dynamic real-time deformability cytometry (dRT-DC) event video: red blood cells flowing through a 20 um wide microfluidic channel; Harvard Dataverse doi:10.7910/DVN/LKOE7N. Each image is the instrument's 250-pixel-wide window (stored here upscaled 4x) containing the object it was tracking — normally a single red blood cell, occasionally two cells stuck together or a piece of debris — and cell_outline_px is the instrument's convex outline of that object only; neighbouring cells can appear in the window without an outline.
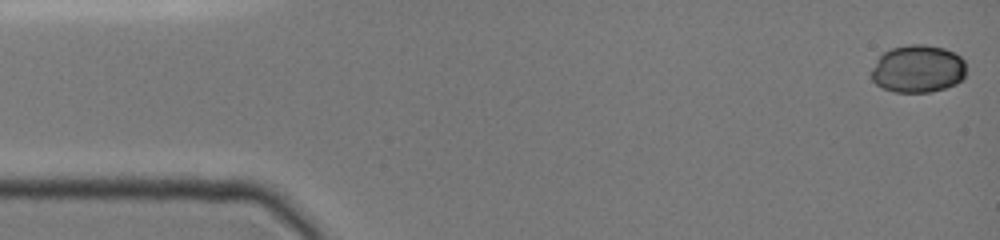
{"species": "common noctule bat (a hibernating species)", "species_latin": "Nyctalus noctula", "temperature_condition": "cold", "stored_images_in_passage": 21, "camera_frame_rate_fps": 3000, "um_per_image_px": 0.085, "animal": {"sex": "female", "body_mass_g": 19.0, "forearm_length_mm": 51.5}, "frame": {"image": 1, "passage_image": 1, "time_ms": 0.0, "image_size_px": [1000, 240], "cell_outline_px": [[964, 80], [956, 84], [932, 92], [896, 92], [884, 88], [876, 84], [872, 80], [872, 68], [876, 60], [884, 52], [892, 48], [908, 44], [924, 44], [944, 48], [960, 56], [964, 60]], "centroid_in_image_um": [78.02, 5.85], "position_along_channel_um": 7.0, "area_um2": 26.36}}
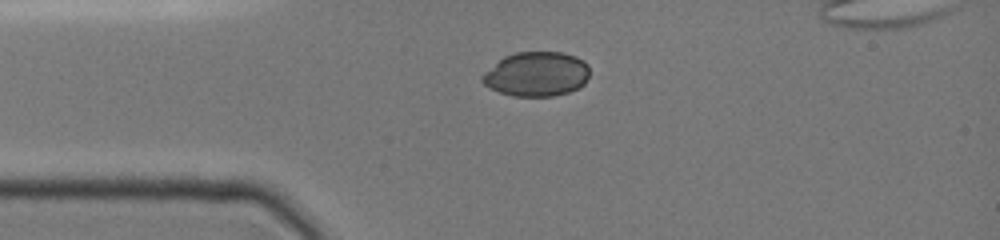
{"frame": {"image": 2, "passage_image": 14, "time_ms": 3.333, "image_size_px": [1000, 240], "cell_outline_px": [[588, 76], [584, 84], [580, 88], [568, 92], [552, 96], [512, 96], [488, 88], [480, 80], [480, 76], [484, 72], [504, 56], [516, 52], [564, 52], [576, 56], [584, 60], [588, 64]], "centroid_in_image_um": [45.6, 6.29], "position_along_channel_um": 39.4, "area_um2": 28.09}}